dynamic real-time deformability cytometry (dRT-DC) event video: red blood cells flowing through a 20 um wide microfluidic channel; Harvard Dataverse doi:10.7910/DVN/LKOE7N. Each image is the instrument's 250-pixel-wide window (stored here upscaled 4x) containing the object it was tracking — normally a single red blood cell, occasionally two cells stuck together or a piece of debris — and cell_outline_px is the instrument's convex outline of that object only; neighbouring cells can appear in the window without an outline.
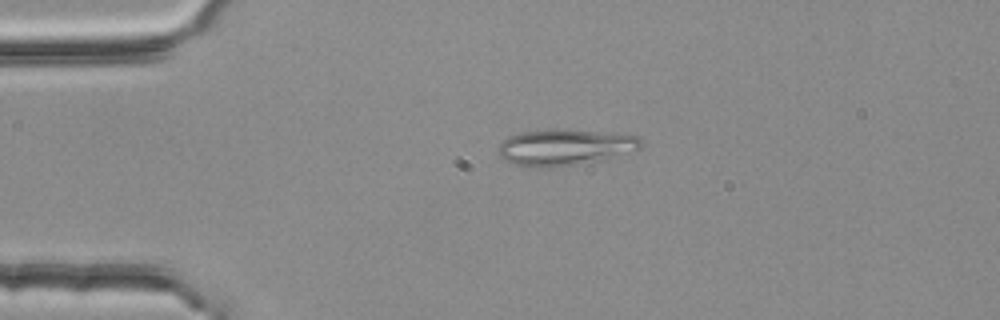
{"species": "common noctule bat (a hibernating species)", "species_latin": "Nyctalus noctula", "temperature_condition": "room temperature", "stored_images_in_passage": 3, "camera_frame_rate_fps": 3000, "um_per_image_px": 0.085, "animal": {"sex": "female", "body_mass_g": 25.1}, "frame": {"image": 1, "passage_image": 2, "time_ms": 0.333, "image_size_px": [1000, 320], "cell_outline_px": [[644, 144], [640, 148], [608, 160], [572, 164], [516, 164], [504, 160], [500, 156], [496, 148], [508, 136], [524, 132], [600, 132], [636, 136]], "centroid_in_image_um": [48.08, 12.53], "position_along_channel_um": 36.9, "area_um2": 28.09}}